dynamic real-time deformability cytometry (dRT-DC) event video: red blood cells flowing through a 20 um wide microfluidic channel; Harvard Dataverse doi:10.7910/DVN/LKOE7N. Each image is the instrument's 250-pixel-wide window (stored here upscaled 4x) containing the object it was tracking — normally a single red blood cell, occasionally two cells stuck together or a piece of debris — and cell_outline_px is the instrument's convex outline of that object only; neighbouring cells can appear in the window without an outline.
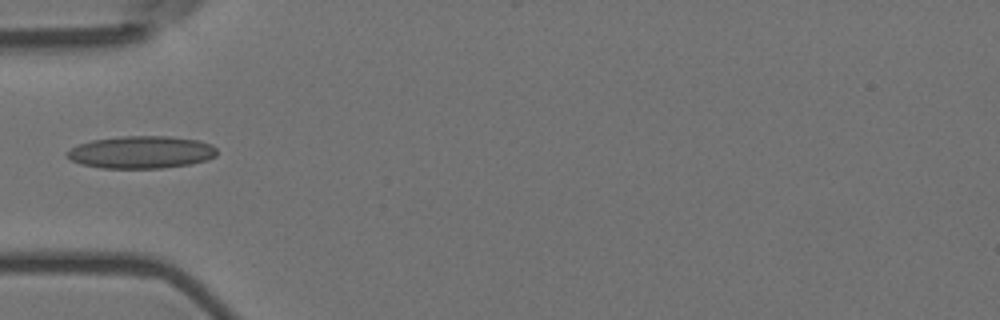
{"species": "Egyptian fruit bat (a non-hibernating species)", "species_latin": "Rousettus aegyptiacus", "temperature_condition": "room temperature", "stored_images_in_passage": 9, "camera_frame_rate_fps": 3000, "um_per_image_px": 0.085, "animal": {"sex": "female"}, "frame": {"image": 1, "passage_image": 6, "time_ms": 1.667, "image_size_px": [1000, 320], "cell_outline_px": [[216, 156], [208, 160], [192, 164], [160, 168], [100, 168], [80, 164], [72, 160], [64, 152], [80, 144], [92, 140], [120, 136], [168, 136], [196, 140], [212, 144], [216, 148]], "centroid_in_image_um": [12.02, 12.94], "position_along_channel_um": 73.0, "area_um2": 28.38}}
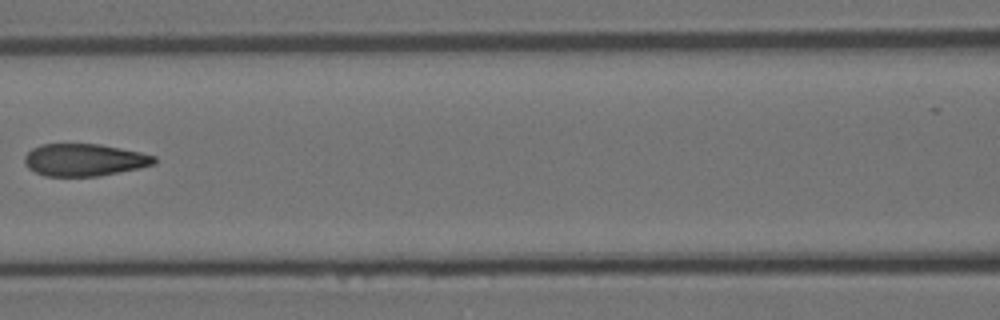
{"frame": {"image": 2, "passage_image": 8, "time_ms": 2.333, "image_size_px": [1000, 320], "cell_outline_px": [[156, 164], [140, 168], [100, 176], [44, 176], [28, 168], [24, 164], [24, 156], [32, 148], [40, 144], [100, 144], [140, 152], [156, 156]], "centroid_in_image_um": [7.17, 13.59], "position_along_channel_um": 159.4, "area_um2": 24.57}}
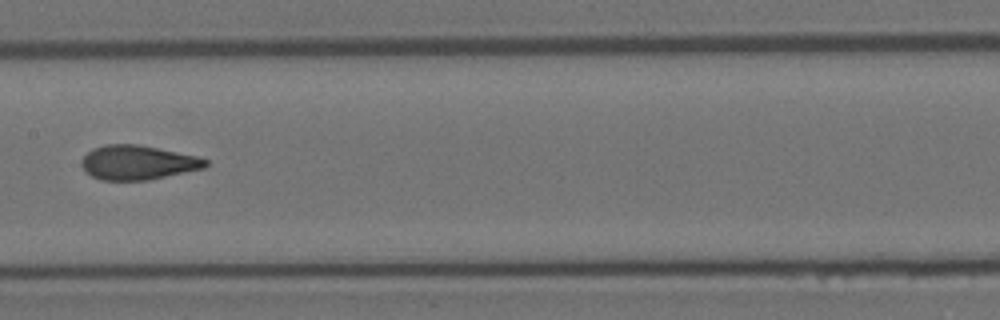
{"frame": {"image": 3, "passage_image": 9, "time_ms": 2.667, "image_size_px": [1000, 320], "cell_outline_px": [[208, 164], [204, 168], [148, 180], [100, 180], [84, 172], [80, 164], [80, 160], [92, 148], [104, 144], [136, 144], [196, 156], [208, 160]], "centroid_in_image_um": [11.65, 13.82], "position_along_channel_um": 195.8, "area_um2": 24.8}}